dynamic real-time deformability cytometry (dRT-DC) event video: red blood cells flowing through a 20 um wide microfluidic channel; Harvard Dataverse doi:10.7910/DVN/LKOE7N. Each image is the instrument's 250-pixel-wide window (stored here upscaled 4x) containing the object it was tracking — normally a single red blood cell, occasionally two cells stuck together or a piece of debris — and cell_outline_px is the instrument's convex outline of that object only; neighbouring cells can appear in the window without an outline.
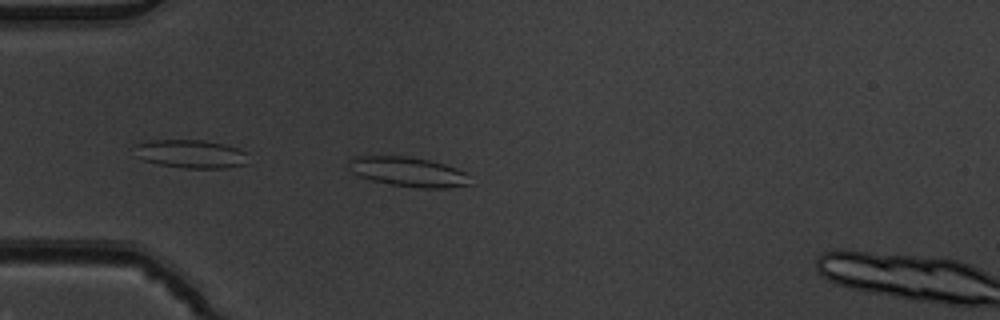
{"species": "common noctule bat (a hibernating species)", "species_latin": "Nyctalus noctula", "temperature_condition": "warm", "stored_images_in_passage": 3, "camera_frame_rate_fps": 3000, "um_per_image_px": 0.085, "animal": {"sex": "male", "body_mass_g": 19.5, "forearm_length_mm": 54.6}, "frame": {"image": 1, "passage_image": 2, "time_ms": 0.333, "image_size_px": [1000, 320], "cell_outline_px": [[472, 184], [448, 188], [420, 188], [392, 184], [372, 180], [360, 176], [352, 172], [348, 168], [348, 160], [356, 156], [408, 156], [428, 160], [444, 164], [456, 168], [464, 172]], "centroid_in_image_um": [34.68, 14.6], "position_along_channel_um": 50.3, "area_um2": 20.81}}